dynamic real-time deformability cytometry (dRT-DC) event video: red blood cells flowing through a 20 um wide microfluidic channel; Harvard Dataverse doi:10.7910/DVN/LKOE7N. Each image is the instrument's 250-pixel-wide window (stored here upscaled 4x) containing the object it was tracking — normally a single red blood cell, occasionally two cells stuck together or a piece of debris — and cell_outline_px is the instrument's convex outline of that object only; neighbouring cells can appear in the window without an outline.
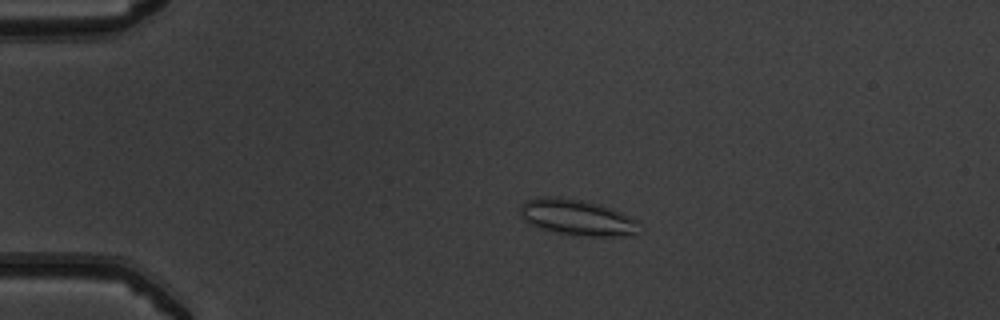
{"species": "common noctule bat (a hibernating species)", "species_latin": "Nyctalus noctula", "temperature_condition": "warm", "stored_images_in_passage": 50, "camera_frame_rate_fps": 3000, "um_per_image_px": 0.085, "animal": {"sex": "male", "body_mass_g": 19.5, "forearm_length_mm": 54.6}, "frame": {"image": 1, "passage_image": 11, "time_ms": 3.333, "image_size_px": [1000, 320], "cell_outline_px": [[640, 224], [636, 232], [616, 236], [572, 236], [540, 228], [528, 224], [520, 216], [520, 208], [528, 200], [540, 196], [560, 196], [600, 204], [612, 208], [636, 220]], "centroid_in_image_um": [48.99, 18.47], "position_along_channel_um": 36.0, "area_um2": 24.91}}
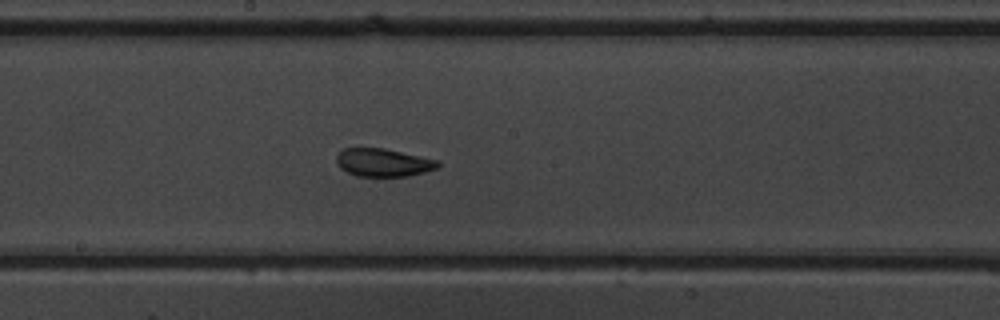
{"frame": {"image": 2, "passage_image": 28, "time_ms": 9.0, "image_size_px": [1000, 320], "cell_outline_px": [[440, 164], [436, 168], [424, 172], [408, 176], [356, 176], [340, 168], [336, 164], [336, 156], [340, 148], [384, 148], [440, 160]], "centroid_in_image_um": [32.55, 13.8], "position_along_channel_um": 215.7, "area_um2": 16.7}}
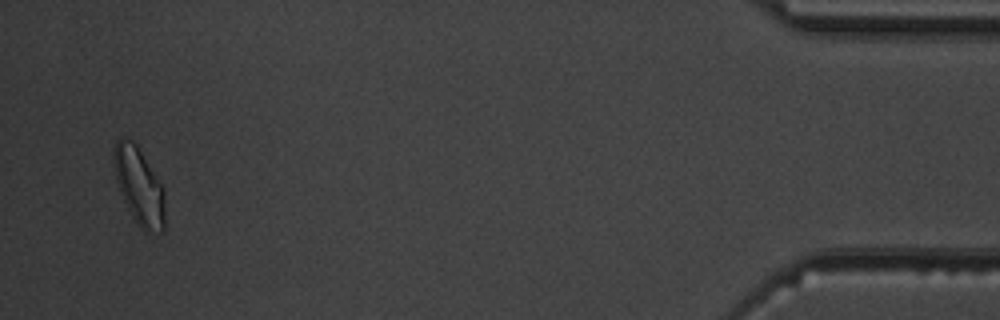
{"frame": {"image": 3, "passage_image": 49, "time_ms": 16.0, "image_size_px": [1000, 320], "cell_outline_px": [[164, 232], [144, 232], [140, 228], [132, 216], [120, 192], [116, 180], [112, 160], [112, 148], [116, 140], [120, 136], [132, 140], [136, 144], [164, 188]], "centroid_in_image_um": [11.8, 15.79], "position_along_channel_um": 423.4, "area_um2": 23.18}, "authors_computed_cell_mechanics": {"area_um2": 18.6694, "velocity_mm_per_s": 4.0275, "shape_relaxation_time_tau1_ms": 10.9672, "shape_relaxation_time_tau2_ms": 1.5795, "deformation_change_tau1": 0.2368, "deformation_change_tau2": 0.0738}}